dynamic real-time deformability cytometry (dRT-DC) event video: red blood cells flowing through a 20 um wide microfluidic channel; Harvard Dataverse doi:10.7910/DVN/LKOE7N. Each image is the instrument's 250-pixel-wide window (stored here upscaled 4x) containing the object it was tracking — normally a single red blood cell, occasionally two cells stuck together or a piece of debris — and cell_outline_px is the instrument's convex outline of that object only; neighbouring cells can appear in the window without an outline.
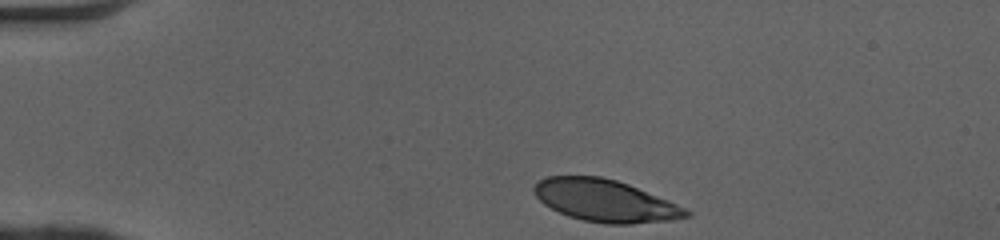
{"species": "human", "species_latin": "Homo sapiens", "temperature_condition": "cold", "stored_images_in_passage": 33, "camera_frame_rate_fps": 3000, "um_per_image_px": 0.085, "donor": {"sex": "female"}, "frame": {"image": 1, "passage_image": 1, "time_ms": 0.0, "image_size_px": [1000, 240], "cell_outline_px": [[692, 216], [672, 220], [632, 224], [604, 224], [584, 220], [568, 216], [544, 204], [536, 196], [532, 188], [540, 180], [548, 176], [600, 176], [616, 180], [628, 184], [668, 200], [692, 212]], "centroid_in_image_um": [51.46, 17.06], "position_along_channel_um": 33.5, "area_um2": 37.17}}
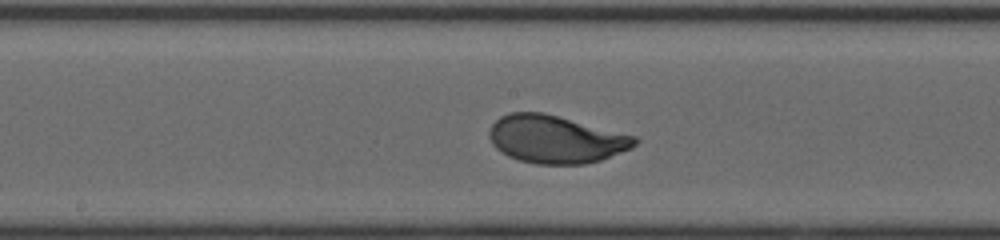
{"frame": {"image": 2, "passage_image": 18, "time_ms": 5.667, "image_size_px": [1000, 240], "cell_outline_px": [[640, 140], [632, 148], [600, 160], [584, 164], [536, 164], [520, 160], [508, 156], [496, 148], [492, 144], [488, 136], [488, 132], [492, 124], [500, 116], [508, 112], [544, 112], [636, 136]], "centroid_in_image_um": [47.22, 11.83], "position_along_channel_um": 201.0, "area_um2": 40.63}}
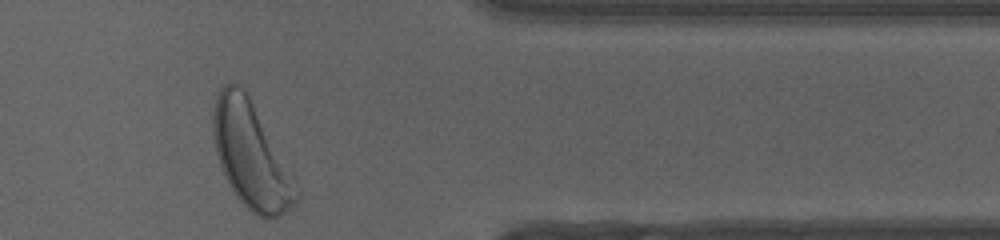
{"frame": {"image": 3, "passage_image": 33, "time_ms": 10.667, "image_size_px": [1000, 240], "cell_outline_px": [[300, 196], [280, 216], [268, 220], [256, 216], [236, 196], [220, 164], [216, 152], [212, 132], [212, 112], [216, 96], [220, 88], [224, 84], [236, 84], [244, 88]], "centroid_in_image_um": [21.24, 13.21], "position_along_channel_um": 390.2, "area_um2": 48.96}, "authors_computed_cell_mechanics": {"area_um2": 40.2288, "velocity_mm_per_s": 4.0461, "shape_relaxation_time_tau1_ms": 2.2909, "shape_relaxation_time_tau2_ms": null, "deformation_change_tau1": 0.179, "deformation_change_tau2": null}}